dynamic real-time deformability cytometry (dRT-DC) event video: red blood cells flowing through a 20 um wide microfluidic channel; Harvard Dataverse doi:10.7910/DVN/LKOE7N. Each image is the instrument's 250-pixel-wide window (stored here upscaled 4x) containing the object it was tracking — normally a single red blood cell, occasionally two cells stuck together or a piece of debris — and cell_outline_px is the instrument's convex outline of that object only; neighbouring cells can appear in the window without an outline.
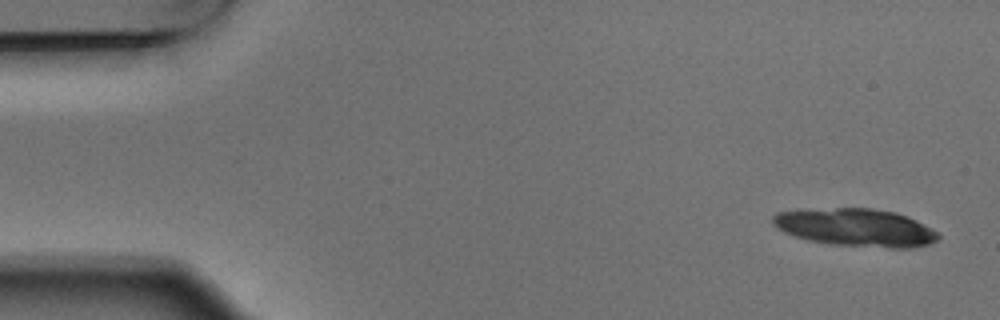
{"species": "Egyptian fruit bat (a non-hibernating species)", "species_latin": "Rousettus aegyptiacus", "temperature_condition": "warm", "stored_images_in_passage": 5, "camera_frame_rate_fps": 3000, "um_per_image_px": 0.085, "animal": {"sex": "male"}, "frame": {"image": 1, "passage_image": 1, "time_ms": 0.0, "image_size_px": [1000, 320], "cell_outline_px": [[940, 236], [936, 240], [928, 244], [916, 248], [892, 248], [832, 244], [808, 240], [784, 232], [772, 224], [772, 216], [776, 212], [836, 208], [872, 208], [896, 212], [908, 216], [924, 224], [936, 232]], "centroid_in_image_um": [72.76, 19.34], "position_along_channel_um": 12.2, "area_um2": 36.24}}